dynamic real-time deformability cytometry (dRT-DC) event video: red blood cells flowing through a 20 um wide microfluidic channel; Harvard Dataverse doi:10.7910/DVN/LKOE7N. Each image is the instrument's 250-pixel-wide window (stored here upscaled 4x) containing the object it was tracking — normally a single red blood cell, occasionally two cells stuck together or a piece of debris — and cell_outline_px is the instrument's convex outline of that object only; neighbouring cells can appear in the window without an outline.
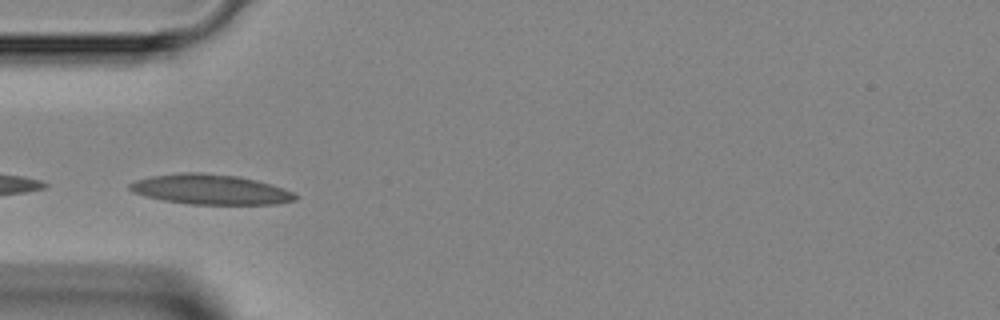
{"species": "Egyptian fruit bat (a non-hibernating species)", "species_latin": "Rousettus aegyptiacus", "temperature_condition": "room temperature", "stored_images_in_passage": 12, "camera_frame_rate_fps": 3000, "um_per_image_px": 0.085, "animal": {"sex": "female"}, "frame": {"image": 1, "passage_image": 9, "time_ms": 2.667, "image_size_px": [1000, 320], "cell_outline_px": [[300, 196], [296, 200], [276, 204], [188, 204], [164, 200], [144, 196], [132, 192], [128, 188], [128, 184], [136, 180], [152, 176], [184, 172], [200, 172], [240, 176], [256, 180], [292, 192]], "centroid_in_image_um": [17.86, 16.1], "position_along_channel_um": 67.1, "area_um2": 28.9}}